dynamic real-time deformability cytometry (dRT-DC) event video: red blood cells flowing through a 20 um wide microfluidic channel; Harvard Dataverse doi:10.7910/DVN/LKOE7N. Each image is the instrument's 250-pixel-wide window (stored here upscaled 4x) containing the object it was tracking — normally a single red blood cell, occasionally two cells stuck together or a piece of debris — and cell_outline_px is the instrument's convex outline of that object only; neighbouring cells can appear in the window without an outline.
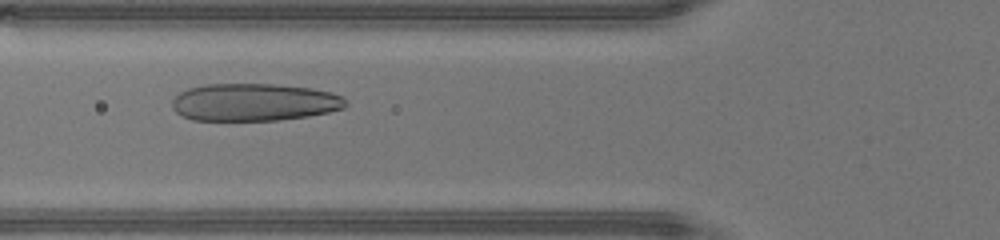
{"species": "human", "species_latin": "Homo sapiens", "temperature_condition": "warm", "stored_images_in_passage": 33, "camera_frame_rate_fps": 3000, "um_per_image_px": 0.085, "donor": {"sex": "male"}, "frame": {"image": 1, "passage_image": 11, "time_ms": 3.333, "image_size_px": [1000, 240], "cell_outline_px": [[348, 104], [344, 108], [328, 112], [308, 116], [276, 120], [192, 120], [180, 116], [172, 108], [172, 100], [180, 92], [188, 88], [204, 84], [272, 84], [312, 88], [332, 92], [344, 96]], "centroid_in_image_um": [21.6, 8.68], "position_along_channel_um": 104.2, "area_um2": 38.21}}
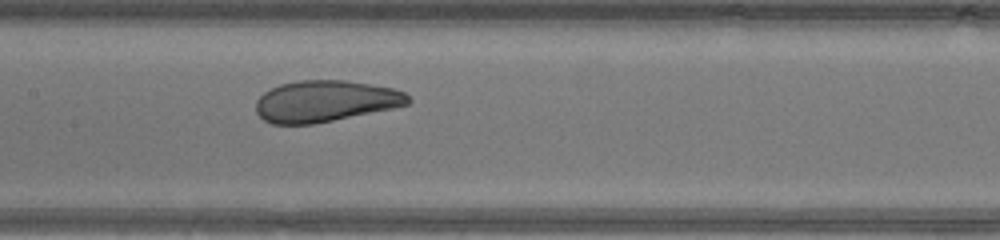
{"frame": {"image": 2, "passage_image": 16, "time_ms": 5.0, "image_size_px": [1000, 240], "cell_outline_px": [[412, 100], [408, 104], [392, 108], [316, 124], [272, 124], [264, 120], [256, 112], [256, 100], [264, 92], [280, 84], [300, 80], [344, 80], [392, 88], [404, 92]], "centroid_in_image_um": [27.62, 8.6], "position_along_channel_um": 179.8, "area_um2": 36.59}}
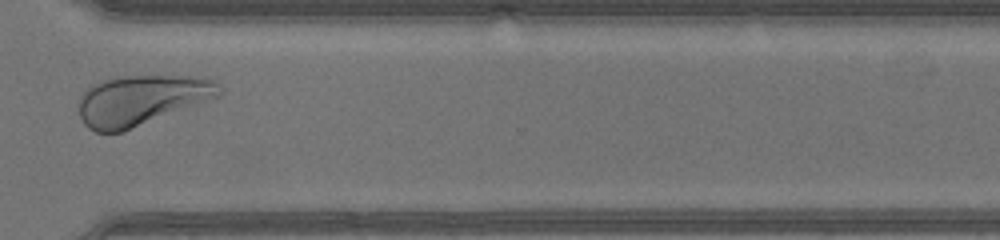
{"frame": {"image": 3, "passage_image": 28, "time_ms": 9.0, "image_size_px": [1000, 240], "cell_outline_px": [[224, 88], [220, 96], [120, 132], [96, 132], [88, 128], [84, 124], [80, 116], [80, 96], [92, 84], [100, 80], [112, 76], [188, 76], [212, 80]], "centroid_in_image_um": [11.99, 8.49], "position_along_channel_um": 358.6, "area_um2": 40.69}, "authors_computed_cell_mechanics": {"area_um2": 39.1306, "velocity_mm_per_s": 4.4902, "shape_relaxation_time_tau1_ms": 3.6665, "shape_relaxation_time_tau2_ms": 0.8201, "deformation_change_tau1": 0.166, "deformation_change_tau2": 0.0748}}